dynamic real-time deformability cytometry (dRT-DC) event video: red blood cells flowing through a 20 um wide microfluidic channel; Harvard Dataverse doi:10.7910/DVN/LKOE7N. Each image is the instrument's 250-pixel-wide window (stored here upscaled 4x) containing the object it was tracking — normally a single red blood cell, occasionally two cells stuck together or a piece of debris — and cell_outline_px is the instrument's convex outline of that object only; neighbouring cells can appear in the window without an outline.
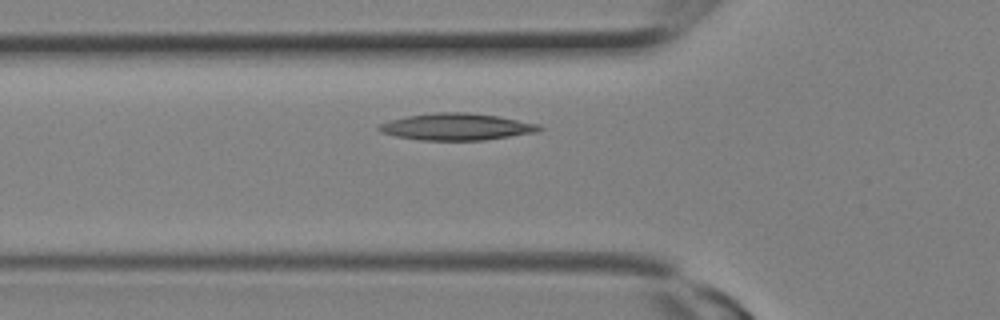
{"species": "Egyptian fruit bat (a non-hibernating species)", "species_latin": "Rousettus aegyptiacus", "temperature_condition": "room temperature", "stored_images_in_passage": 12, "camera_frame_rate_fps": 3000, "um_per_image_px": 0.085, "animal": {"sex": "female"}, "frame": {"image": 1, "passage_image": 3, "time_ms": 0.667, "image_size_px": [1000, 320], "cell_outline_px": [[544, 128], [536, 132], [484, 140], [420, 140], [396, 136], [380, 132], [376, 128], [380, 124], [392, 120], [408, 116], [432, 112], [468, 112], [500, 116], [540, 124]], "centroid_in_image_um": [38.83, 10.77], "position_along_channel_um": 87.0, "area_um2": 25.09}}
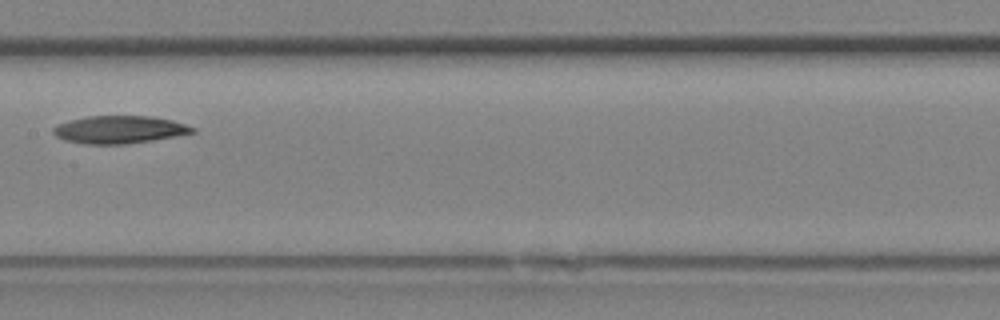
{"frame": {"image": 2, "passage_image": 7, "time_ms": 2.0, "image_size_px": [1000, 320], "cell_outline_px": [[196, 132], [152, 140], [124, 144], [84, 144], [64, 140], [56, 136], [52, 132], [52, 128], [56, 124], [68, 120], [88, 116], [152, 116], [172, 120], [196, 128]], "centroid_in_image_um": [10.1, 11.01], "position_along_channel_um": 197.3, "area_um2": 22.48}}
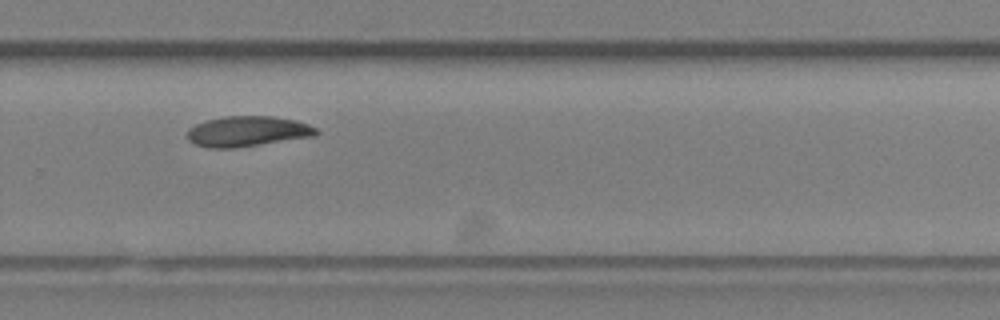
{"frame": {"image": 3, "passage_image": 11, "time_ms": 3.333, "image_size_px": [1000, 320], "cell_outline_px": [[320, 132], [316, 136], [232, 148], [208, 148], [196, 144], [188, 140], [188, 128], [204, 120], [224, 116], [272, 116], [296, 120], [308, 124], [316, 128]], "centroid_in_image_um": [21.04, 11.15], "position_along_channel_um": 308.8, "area_um2": 22.89}}